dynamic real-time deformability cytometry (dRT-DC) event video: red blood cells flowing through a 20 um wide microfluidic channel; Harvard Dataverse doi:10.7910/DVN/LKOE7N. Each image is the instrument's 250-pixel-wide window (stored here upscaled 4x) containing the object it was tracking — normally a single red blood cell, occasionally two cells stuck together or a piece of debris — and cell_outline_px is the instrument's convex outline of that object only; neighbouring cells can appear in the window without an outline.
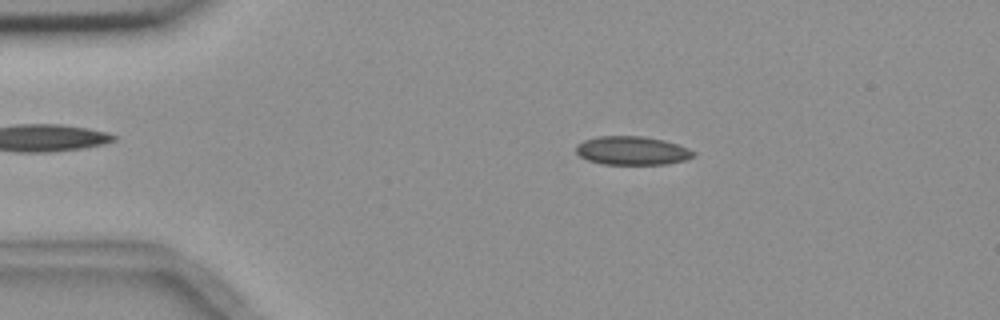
{"species": "common noctule bat (a hibernating species)", "species_latin": "Nyctalus noctula", "temperature_condition": "room temperature", "stored_images_in_passage": 3, "camera_frame_rate_fps": 3000, "um_per_image_px": 0.085, "animal": {"sex": "female", "body_mass_g": 18.4}, "frame": {"image": 1, "passage_image": 2, "time_ms": 1.333, "image_size_px": [1000, 320], "cell_outline_px": [[696, 156], [688, 160], [668, 164], [604, 164], [588, 160], [580, 156], [576, 152], [576, 144], [584, 140], [596, 136], [644, 136], [664, 140], [688, 148], [696, 152]], "centroid_in_image_um": [53.76, 12.8], "position_along_channel_um": 31.2, "area_um2": 19.77}}